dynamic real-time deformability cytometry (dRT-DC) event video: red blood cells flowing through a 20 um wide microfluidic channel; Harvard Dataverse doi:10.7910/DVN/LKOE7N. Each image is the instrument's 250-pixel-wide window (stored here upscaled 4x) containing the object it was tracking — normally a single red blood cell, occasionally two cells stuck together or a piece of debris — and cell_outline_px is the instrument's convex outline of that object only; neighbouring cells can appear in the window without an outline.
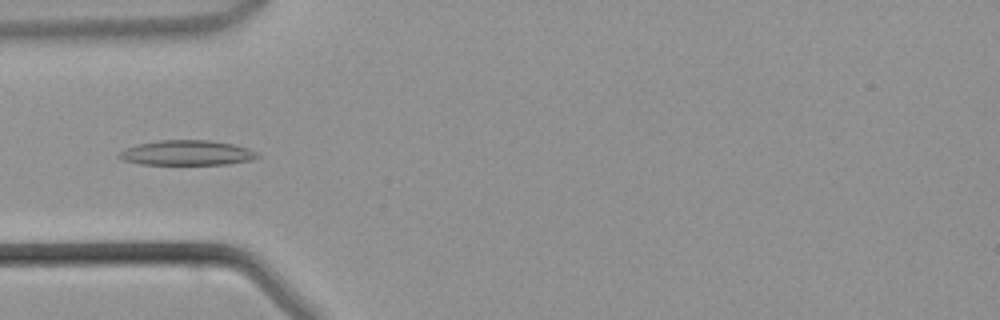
{"species": "common noctule bat (a hibernating species)", "species_latin": "Nyctalus noctula", "temperature_condition": "warm", "stored_images_in_passage": 43, "camera_frame_rate_fps": 3000, "um_per_image_px": 0.085, "animal": {"sex": "male", "body_mass_g": 21.5, "forearm_length_mm": 52.0}, "frame": {"image": 1, "passage_image": 12, "time_ms": 3.667, "image_size_px": [1000, 320], "cell_outline_px": [[260, 156], [252, 160], [228, 164], [140, 164], [124, 160], [116, 156], [120, 152], [136, 144], [160, 140], [208, 140], [232, 144], [248, 148], [256, 152]], "centroid_in_image_um": [15.89, 12.99], "position_along_channel_um": 69.1, "area_um2": 20.0}}
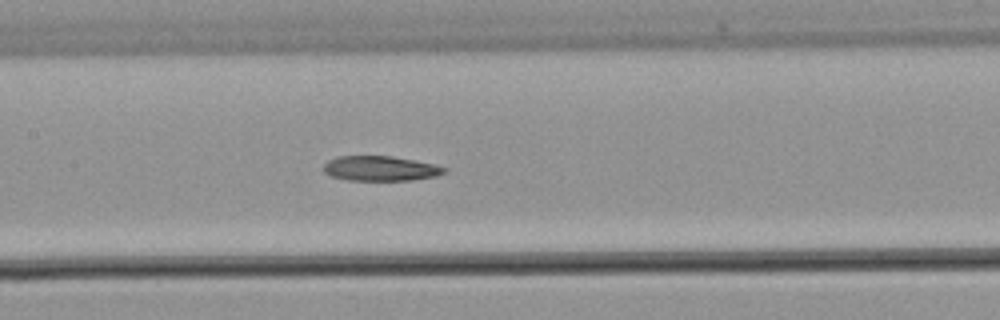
{"frame": {"image": 2, "passage_image": 19, "time_ms": 6.0, "image_size_px": [1000, 320], "cell_outline_px": [[448, 172], [436, 176], [412, 180], [348, 180], [332, 176], [324, 172], [324, 164], [328, 160], [336, 156], [392, 156], [436, 164], [448, 168]], "centroid_in_image_um": [32.38, 14.31], "position_along_channel_um": 175.0, "area_um2": 17.63}}
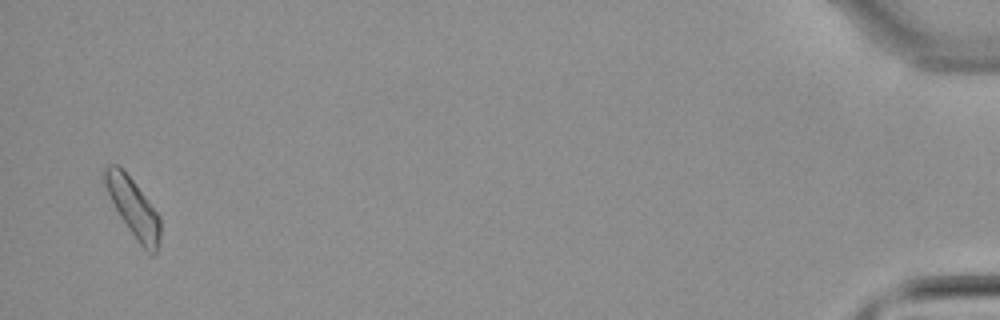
{"frame": {"image": 3, "passage_image": 42, "time_ms": 13.667, "image_size_px": [1000, 320], "cell_outline_px": [[160, 240], [156, 252], [152, 256], [136, 240], [120, 216], [108, 192], [100, 172], [108, 164], [116, 164], [136, 184], [160, 216]], "centroid_in_image_um": [11.32, 17.65], "position_along_channel_um": 423.9, "area_um2": 18.67}}